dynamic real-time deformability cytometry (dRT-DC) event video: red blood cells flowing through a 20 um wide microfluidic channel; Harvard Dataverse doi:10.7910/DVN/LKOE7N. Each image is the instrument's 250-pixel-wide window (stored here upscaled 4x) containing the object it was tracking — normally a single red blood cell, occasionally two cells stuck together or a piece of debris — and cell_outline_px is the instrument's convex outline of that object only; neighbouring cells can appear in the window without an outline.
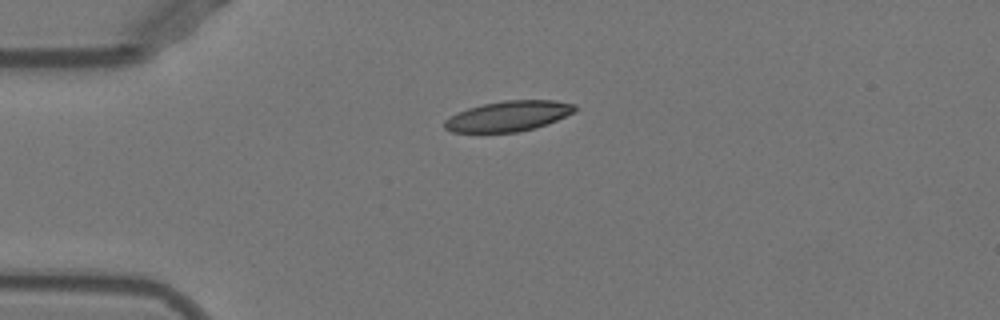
{"species": "Egyptian fruit bat (a non-hibernating species)", "species_latin": "Rousettus aegyptiacus", "temperature_condition": "warm", "stored_images_in_passage": 38, "camera_frame_rate_fps": 3000, "um_per_image_px": 0.085, "animal": {"sex": "female"}, "frame": {"image": 1, "passage_image": 1, "time_ms": 0.0, "image_size_px": [1000, 320], "cell_outline_px": [[580, 108], [576, 112], [548, 124], [536, 128], [516, 132], [452, 132], [444, 128], [444, 120], [468, 108], [484, 104], [504, 100], [556, 100], [576, 104]], "centroid_in_image_um": [43.3, 9.86], "position_along_channel_um": 41.7, "area_um2": 23.18}}
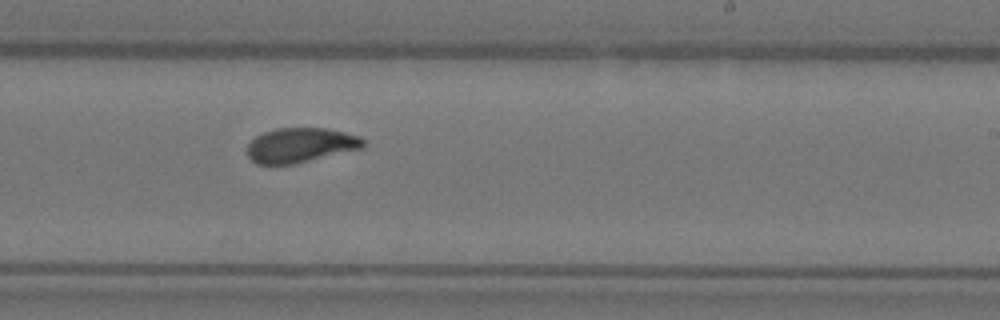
{"frame": {"image": 2, "passage_image": 20, "time_ms": 6.333, "image_size_px": [1000, 320], "cell_outline_px": [[364, 148], [292, 164], [256, 164], [248, 156], [248, 144], [256, 136], [264, 132], [276, 128], [328, 128], [360, 136], [364, 140]], "centroid_in_image_um": [25.56, 12.33], "position_along_channel_um": 263.4, "area_um2": 23.35}}
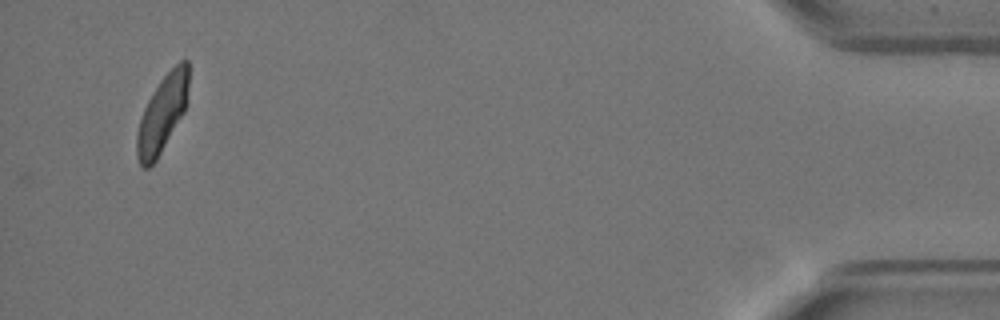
{"frame": {"image": 3, "passage_image": 38, "time_ms": 12.333, "image_size_px": [1000, 320], "cell_outline_px": [[188, 88], [184, 112], [156, 160], [148, 168], [144, 168], [140, 164], [136, 156], [136, 132], [144, 108], [152, 92], [160, 80], [180, 60], [188, 60]], "centroid_in_image_um": [13.77, 9.68], "position_along_channel_um": 421.4, "area_um2": 22.89}, "authors_computed_cell_mechanics": {"area_um2": 23.6402, "velocity_mm_per_s": 3.9279, "shape_relaxation_time_tau1_ms": 4.6745, "shape_relaxation_time_tau2_ms": 0.8726, "deformation_change_tau1": 0.1694, "deformation_change_tau2": 0.0684}}